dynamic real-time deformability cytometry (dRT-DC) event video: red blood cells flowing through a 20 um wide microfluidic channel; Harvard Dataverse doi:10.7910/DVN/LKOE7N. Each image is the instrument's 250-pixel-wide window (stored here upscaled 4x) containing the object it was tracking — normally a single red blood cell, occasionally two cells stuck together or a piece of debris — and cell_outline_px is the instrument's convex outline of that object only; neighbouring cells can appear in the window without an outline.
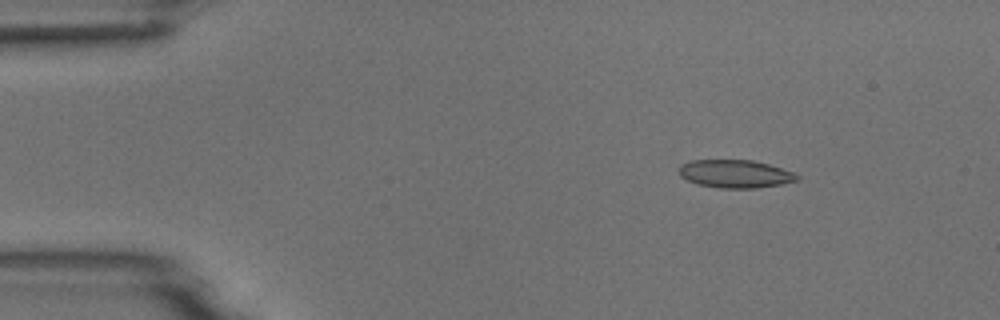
{"species": "common noctule bat (a hibernating species)", "species_latin": "Nyctalus noctula", "temperature_condition": "room temperature", "stored_images_in_passage": 5, "camera_frame_rate_fps": 3000, "um_per_image_px": 0.085, "animal": {"sex": "male", "body_mass_g": 18.8}, "frame": {"image": 1, "passage_image": 2, "time_ms": 1.333, "image_size_px": [1000, 320], "cell_outline_px": [[800, 180], [780, 184], [756, 188], [720, 188], [700, 184], [688, 180], [680, 176], [680, 164], [692, 160], [752, 160], [768, 164], [792, 172], [800, 176]], "centroid_in_image_um": [62.51, 14.77], "position_along_channel_um": 22.5, "area_um2": 19.07}}
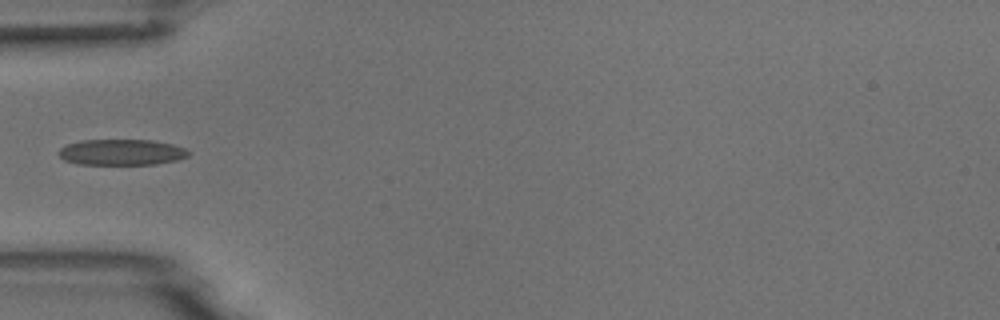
{"frame": {"image": 2, "passage_image": 5, "time_ms": 4.667, "image_size_px": [1000, 320], "cell_outline_px": [[192, 152], [188, 156], [176, 160], [156, 164], [76, 164], [64, 160], [56, 152], [60, 148], [68, 144], [80, 140], [152, 140], [172, 144], [184, 148]], "centroid_in_image_um": [10.32, 12.94], "position_along_channel_um": 74.7, "area_um2": 19.65}}